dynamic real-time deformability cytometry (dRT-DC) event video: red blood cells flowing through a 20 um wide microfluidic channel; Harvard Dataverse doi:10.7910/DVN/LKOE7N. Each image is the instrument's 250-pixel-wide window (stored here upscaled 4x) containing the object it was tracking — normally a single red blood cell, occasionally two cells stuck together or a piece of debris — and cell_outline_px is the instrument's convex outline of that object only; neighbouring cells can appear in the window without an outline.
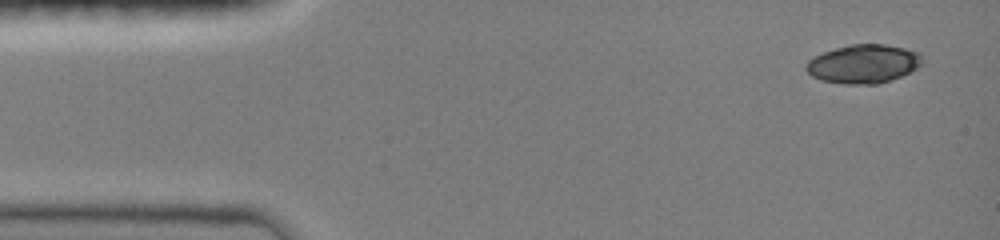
{"species": "common noctule bat (a hibernating species)", "species_latin": "Nyctalus noctula", "temperature_condition": "room temperature", "stored_images_in_passage": 4, "camera_frame_rate_fps": 3000, "um_per_image_px": 0.085, "animal": {"sex": "female", "body_mass_g": 19.0, "forearm_length_mm": 51.5}, "frame": {"image": 1, "passage_image": 1, "time_ms": 0.0, "image_size_px": [1000, 240], "cell_outline_px": [[924, 64], [900, 76], [876, 84], [844, 84], [820, 80], [812, 76], [804, 68], [804, 64], [808, 60], [824, 52], [848, 44], [884, 44], [904, 48], [920, 52], [924, 56]], "centroid_in_image_um": [73.4, 5.42], "position_along_channel_um": 11.6, "area_um2": 26.3}}
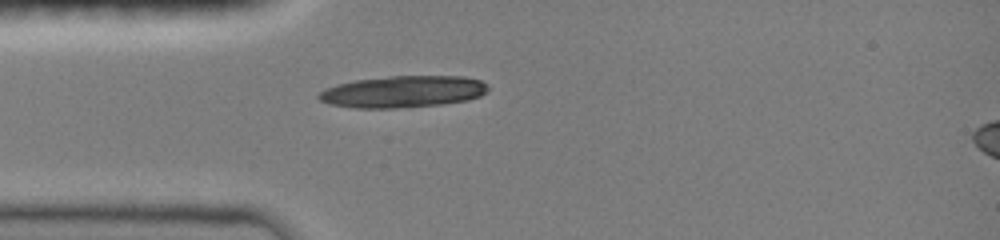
{"frame": {"image": 2, "passage_image": 4, "time_ms": 3.333, "image_size_px": [1000, 240], "cell_outline_px": [[488, 88], [480, 96], [468, 100], [440, 104], [396, 108], [356, 108], [332, 104], [320, 100], [316, 96], [324, 88], [336, 84], [356, 80], [388, 76], [464, 76], [480, 80], [488, 84]], "centroid_in_image_um": [34.24, 7.78], "position_along_channel_um": 50.8, "area_um2": 31.27}}